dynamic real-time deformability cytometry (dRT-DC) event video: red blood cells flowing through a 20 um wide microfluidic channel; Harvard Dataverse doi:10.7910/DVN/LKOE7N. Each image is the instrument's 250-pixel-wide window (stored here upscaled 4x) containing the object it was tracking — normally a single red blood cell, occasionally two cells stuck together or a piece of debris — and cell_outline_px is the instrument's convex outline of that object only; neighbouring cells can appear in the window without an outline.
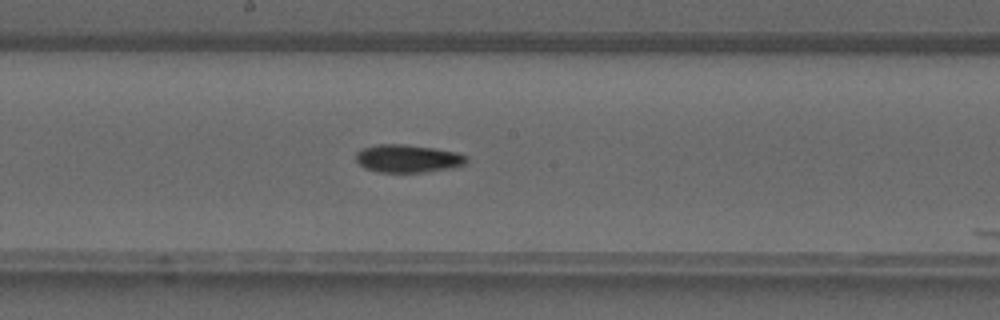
{"species": "common noctule bat (a hibernating species)", "species_latin": "Nyctalus noctula", "temperature_condition": "warm", "stored_images_in_passage": 23, "camera_frame_rate_fps": 3000, "um_per_image_px": 0.085, "animal": {"sex": "male", "forearm_length_mm": 52.5}, "frame": {"image": 1, "passage_image": 22, "time_ms": 7.0, "image_size_px": [1000, 320], "cell_outline_px": [[468, 164], [452, 168], [424, 172], [380, 172], [364, 168], [356, 160], [356, 152], [360, 148], [376, 144], [408, 144], [436, 148], [456, 152], [468, 156]], "centroid_in_image_um": [34.69, 13.46], "position_along_channel_um": 213.5, "area_um2": 18.32}}